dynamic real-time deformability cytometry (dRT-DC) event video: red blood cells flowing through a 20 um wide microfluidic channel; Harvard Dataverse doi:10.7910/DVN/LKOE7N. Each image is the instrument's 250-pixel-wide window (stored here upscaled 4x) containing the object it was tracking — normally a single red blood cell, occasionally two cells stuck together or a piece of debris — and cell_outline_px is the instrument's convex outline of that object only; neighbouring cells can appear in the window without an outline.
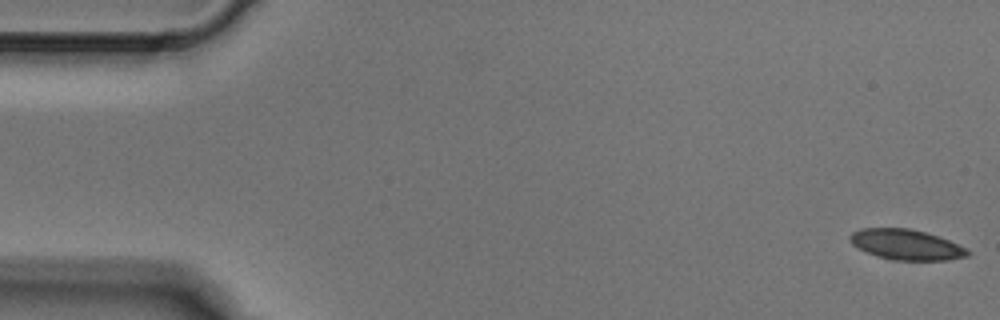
{"species": "Egyptian fruit bat (a non-hibernating species)", "species_latin": "Rousettus aegyptiacus", "temperature_condition": "cold", "stored_images_in_passage": 5, "segment_of_instrument_passage": [2, 2], "camera_frame_rate_fps": 3000, "um_per_image_px": 0.085, "animal": {"sex": "male"}, "frame": {"image": 1, "passage_image": 5, "time_ms": 1.333, "image_size_px": [1000, 320], "cell_outline_px": [[972, 252], [968, 256], [948, 260], [896, 260], [876, 256], [852, 244], [848, 240], [848, 236], [852, 232], [860, 228], [908, 228], [924, 232], [948, 240], [968, 248]], "centroid_in_image_um": [77.03, 20.79], "position_along_channel_um": 8.0, "area_um2": 20.81}}